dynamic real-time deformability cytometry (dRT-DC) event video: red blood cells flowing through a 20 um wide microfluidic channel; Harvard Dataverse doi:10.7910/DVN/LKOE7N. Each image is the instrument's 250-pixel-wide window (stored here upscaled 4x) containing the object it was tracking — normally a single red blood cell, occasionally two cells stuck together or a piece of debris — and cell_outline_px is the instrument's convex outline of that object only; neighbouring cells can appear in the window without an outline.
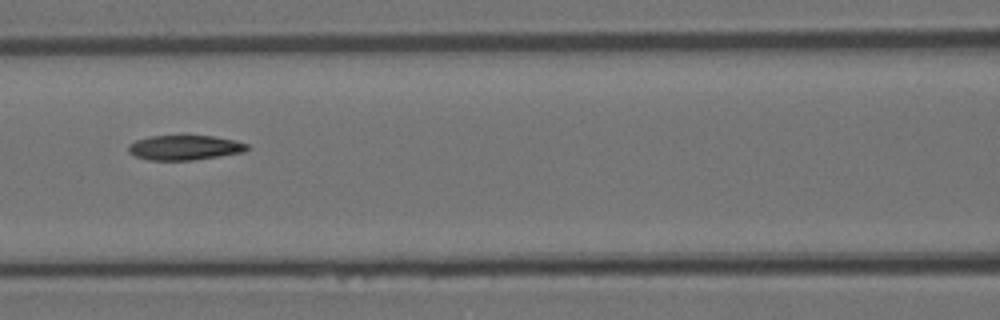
{"species": "Egyptian fruit bat (a non-hibernating species)", "species_latin": "Rousettus aegyptiacus", "temperature_condition": "room temperature", "stored_images_in_passage": 6, "camera_frame_rate_fps": 3000, "um_per_image_px": 0.085, "animal": {"sex": "female"}, "frame": {"image": 1, "passage_image": 6, "time_ms": 1.667, "image_size_px": [1000, 320], "cell_outline_px": [[248, 148], [244, 152], [220, 156], [192, 160], [148, 160], [136, 156], [128, 152], [128, 144], [136, 140], [148, 136], [212, 136], [232, 140], [248, 144]], "centroid_in_image_um": [15.66, 12.55], "position_along_channel_um": 150.9, "area_um2": 17.05}}